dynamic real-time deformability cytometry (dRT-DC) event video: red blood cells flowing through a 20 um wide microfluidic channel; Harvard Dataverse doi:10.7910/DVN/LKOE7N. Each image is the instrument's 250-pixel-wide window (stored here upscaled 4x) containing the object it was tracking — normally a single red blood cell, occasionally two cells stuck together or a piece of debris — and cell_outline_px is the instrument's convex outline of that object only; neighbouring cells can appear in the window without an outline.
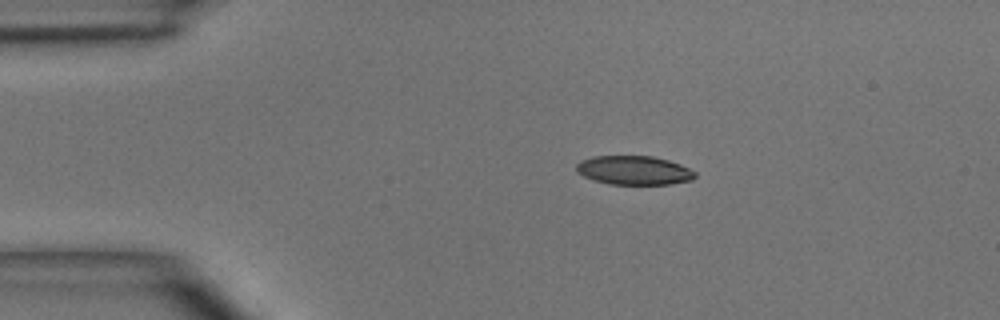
{"species": "common noctule bat (a hibernating species)", "species_latin": "Nyctalus noctula", "temperature_condition": "room temperature", "stored_images_in_passage": 2, "camera_frame_rate_fps": 3000, "um_per_image_px": 0.085, "animal": {"sex": "male", "body_mass_g": 15.6}, "frame": {"image": 1, "passage_image": 1, "time_ms": 0.0, "image_size_px": [1000, 320], "cell_outline_px": [[696, 176], [692, 180], [672, 184], [612, 184], [596, 180], [584, 176], [576, 172], [576, 164], [580, 160], [592, 156], [652, 156], [668, 160], [680, 164], [696, 172]], "centroid_in_image_um": [53.89, 14.47], "position_along_channel_um": 31.1, "area_um2": 20.0}}